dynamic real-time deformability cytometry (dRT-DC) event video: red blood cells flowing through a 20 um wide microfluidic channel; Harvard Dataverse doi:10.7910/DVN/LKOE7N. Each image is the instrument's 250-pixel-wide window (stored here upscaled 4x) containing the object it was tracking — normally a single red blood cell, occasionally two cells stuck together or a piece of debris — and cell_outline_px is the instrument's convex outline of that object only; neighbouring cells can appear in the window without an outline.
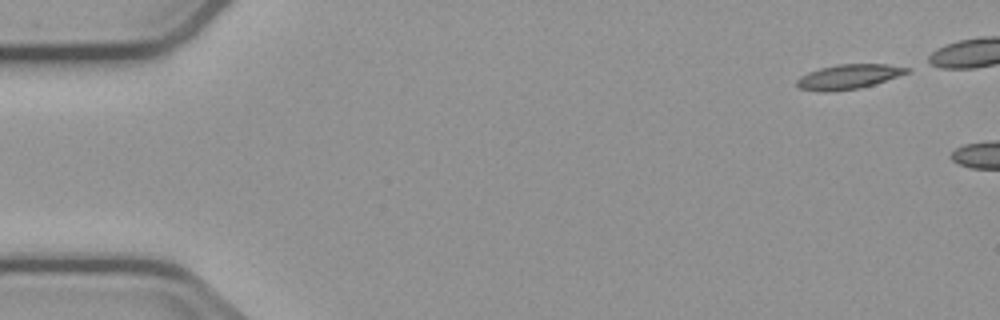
{"species": "common noctule bat (a hibernating species)", "species_latin": "Nyctalus noctula", "temperature_condition": "cold", "stored_images_in_passage": 2, "camera_frame_rate_fps": 3000, "um_per_image_px": 0.085, "animal": {"sex": "male", "body_mass_g": 23.1, "forearm_length_mm": 52.7}, "frame": {"image": 1, "passage_image": 1, "time_ms": 0.0, "image_size_px": [1000, 320], "cell_outline_px": [[912, 68], [908, 72], [860, 88], [828, 92], [824, 92], [800, 88], [796, 84], [796, 80], [800, 76], [808, 72], [820, 68], [840, 64], [888, 64]], "centroid_in_image_um": [72.09, 6.51], "position_along_channel_um": 12.9, "area_um2": 15.55}}